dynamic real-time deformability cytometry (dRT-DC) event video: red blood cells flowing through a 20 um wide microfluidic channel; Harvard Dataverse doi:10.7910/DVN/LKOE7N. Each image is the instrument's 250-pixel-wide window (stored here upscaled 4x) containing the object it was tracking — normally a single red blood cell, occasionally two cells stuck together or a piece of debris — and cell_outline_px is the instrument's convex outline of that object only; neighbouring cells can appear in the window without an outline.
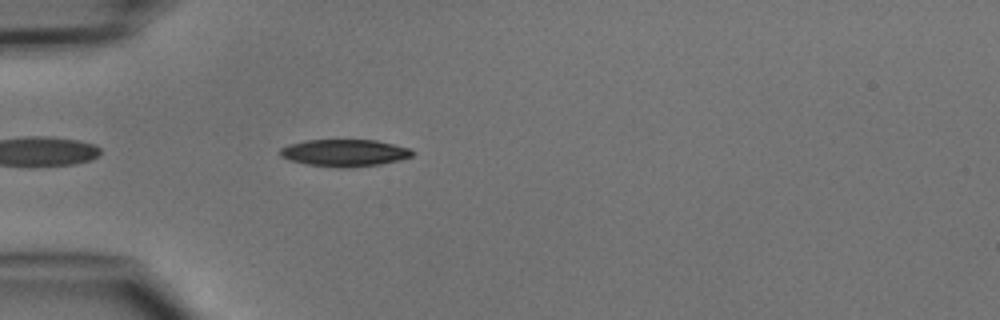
{"species": "common noctule bat (a hibernating species)", "species_latin": "Nyctalus noctula", "temperature_condition": "cold", "stored_images_in_passage": 3, "camera_frame_rate_fps": 3000, "um_per_image_px": 0.085, "animal": {"sex": "male", "body_mass_g": 15.6}, "frame": {"image": 1, "passage_image": 3, "time_ms": 2.333, "image_size_px": [1000, 320], "cell_outline_px": [[416, 152], [412, 156], [400, 160], [380, 164], [352, 168], [340, 168], [308, 164], [288, 160], [280, 156], [280, 148], [288, 144], [304, 140], [376, 140], [408, 148]], "centroid_in_image_um": [29.27, 13.0], "position_along_channel_um": 55.7, "area_um2": 20.98}}